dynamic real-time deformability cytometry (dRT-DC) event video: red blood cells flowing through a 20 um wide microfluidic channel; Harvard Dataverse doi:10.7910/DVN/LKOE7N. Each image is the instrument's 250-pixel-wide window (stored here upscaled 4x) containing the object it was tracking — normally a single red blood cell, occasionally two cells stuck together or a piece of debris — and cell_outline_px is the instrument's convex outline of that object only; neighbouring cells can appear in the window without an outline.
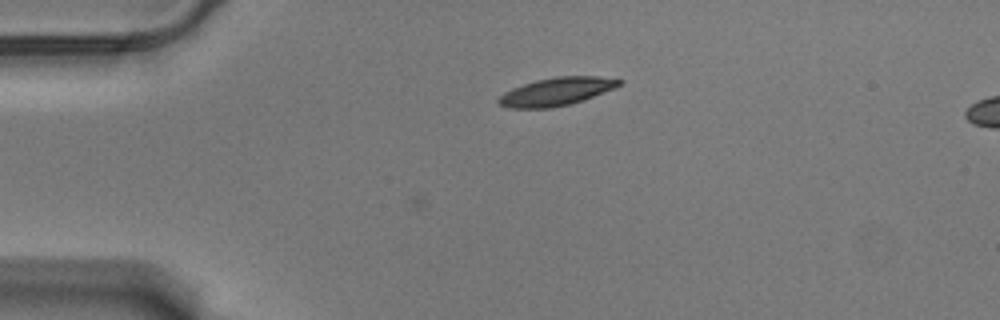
{"species": "Egyptian fruit bat (a non-hibernating species)", "species_latin": "Rousettus aegyptiacus", "temperature_condition": "warm", "stored_images_in_passage": 3, "camera_frame_rate_fps": 3000, "um_per_image_px": 0.085, "animal": {"sex": "male"}, "frame": {"image": 1, "passage_image": 3, "time_ms": 0.667, "image_size_px": [1000, 320], "cell_outline_px": [[624, 80], [620, 84], [612, 88], [592, 96], [568, 104], [552, 108], [508, 108], [500, 104], [496, 100], [504, 92], [512, 88], [536, 80], [556, 76], [596, 76]], "centroid_in_image_um": [47.23, 7.78], "position_along_channel_um": 37.8, "area_um2": 19.31}}